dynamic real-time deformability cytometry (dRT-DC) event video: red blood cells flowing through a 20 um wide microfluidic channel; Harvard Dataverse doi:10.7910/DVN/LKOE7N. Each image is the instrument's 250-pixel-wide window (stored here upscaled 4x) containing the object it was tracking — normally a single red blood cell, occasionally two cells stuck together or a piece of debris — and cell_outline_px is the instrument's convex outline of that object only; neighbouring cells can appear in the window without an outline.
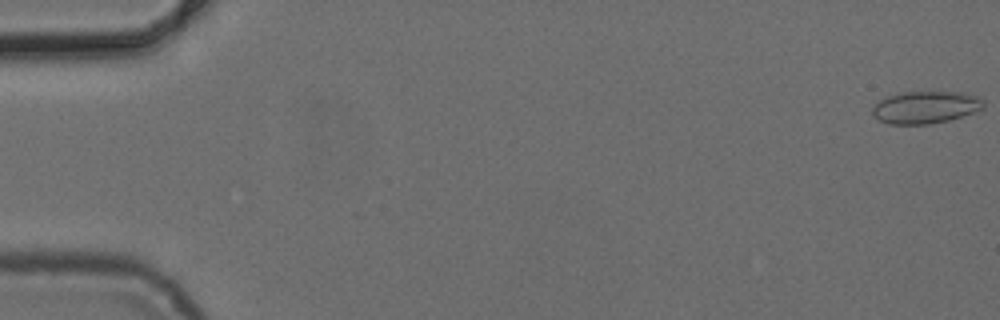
{"species": "common noctule bat (a hibernating species)", "species_latin": "Nyctalus noctula", "temperature_condition": "cold", "stored_images_in_passage": 3, "camera_frame_rate_fps": 3000, "um_per_image_px": 0.085, "animal": {"sex": "female", "body_mass_g": 24.6, "forearm_length_mm": 56.2}, "frame": {"image": 1, "passage_image": 1, "time_ms": 0.0, "image_size_px": [1000, 320], "cell_outline_px": [[984, 108], [948, 120], [928, 124], [888, 124], [872, 116], [872, 108], [880, 100], [888, 96], [904, 92], [964, 92], [976, 96], [984, 100]], "centroid_in_image_um": [78.66, 9.12], "position_along_channel_um": 6.3, "area_um2": 20.75}}